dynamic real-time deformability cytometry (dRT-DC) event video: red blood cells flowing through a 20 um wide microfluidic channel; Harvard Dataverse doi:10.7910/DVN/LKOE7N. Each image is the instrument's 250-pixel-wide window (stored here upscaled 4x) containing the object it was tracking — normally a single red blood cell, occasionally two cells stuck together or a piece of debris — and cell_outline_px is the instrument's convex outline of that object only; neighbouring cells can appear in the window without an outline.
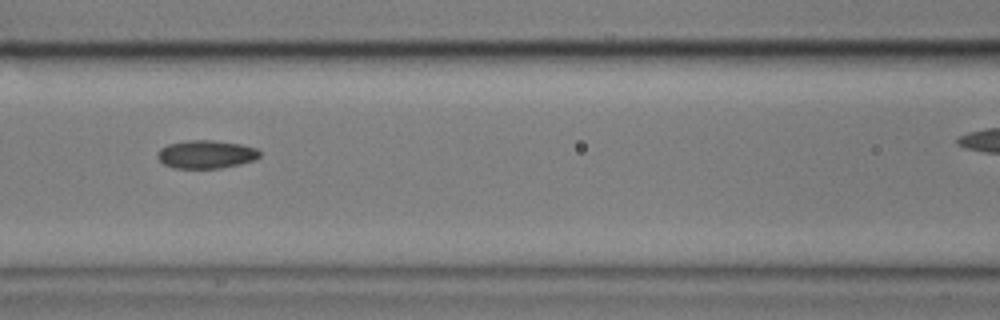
{"species": "common noctule bat (a hibernating species)", "species_latin": "Nyctalus noctula", "temperature_condition": "cold", "stored_images_in_passage": 9, "segment_of_instrument_passage": [1, 2], "camera_frame_rate_fps": 3000, "um_per_image_px": 0.085, "animal": {"sex": "male", "body_mass_g": 17.9}, "frame": {"image": 1, "passage_image": 4, "time_ms": 1.0, "image_size_px": [1000, 320], "cell_outline_px": [[260, 156], [256, 160], [240, 164], [220, 168], [172, 168], [164, 164], [156, 156], [160, 148], [168, 144], [188, 140], [212, 140], [240, 144], [256, 148], [260, 152]], "centroid_in_image_um": [17.52, 13.12], "position_along_channel_um": 149.1, "area_um2": 16.82}}
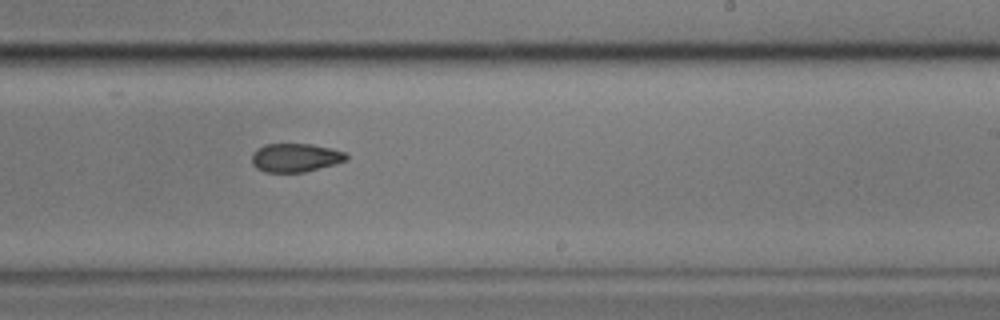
{"frame": {"image": 2, "passage_image": 7, "time_ms": 2.0, "image_size_px": [1000, 320], "cell_outline_px": [[348, 160], [336, 164], [304, 172], [264, 172], [256, 168], [252, 164], [252, 152], [256, 148], [264, 144], [312, 144], [332, 148], [344, 152], [348, 156]], "centroid_in_image_um": [25.1, 13.4], "position_along_channel_um": 263.9, "area_um2": 15.95}}
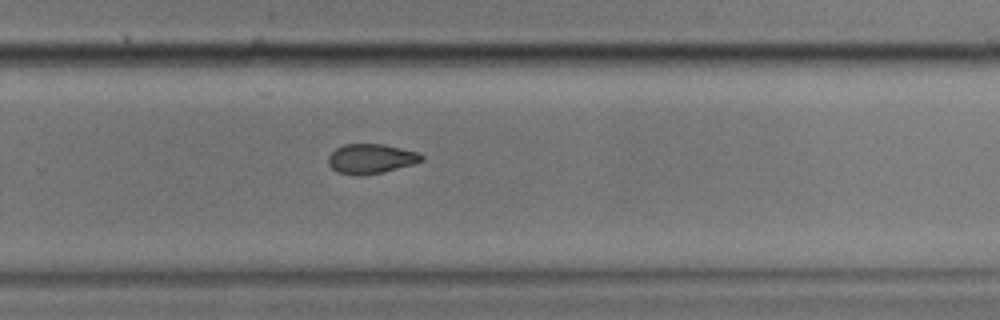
{"frame": {"image": 3, "passage_image": 8, "time_ms": 2.333, "image_size_px": [1000, 320], "cell_outline_px": [[424, 160], [412, 164], [380, 172], [360, 176], [336, 172], [328, 164], [328, 156], [336, 148], [344, 144], [384, 144], [416, 152], [424, 156]], "centroid_in_image_um": [31.49, 13.49], "position_along_channel_um": 298.3, "area_um2": 15.95}}